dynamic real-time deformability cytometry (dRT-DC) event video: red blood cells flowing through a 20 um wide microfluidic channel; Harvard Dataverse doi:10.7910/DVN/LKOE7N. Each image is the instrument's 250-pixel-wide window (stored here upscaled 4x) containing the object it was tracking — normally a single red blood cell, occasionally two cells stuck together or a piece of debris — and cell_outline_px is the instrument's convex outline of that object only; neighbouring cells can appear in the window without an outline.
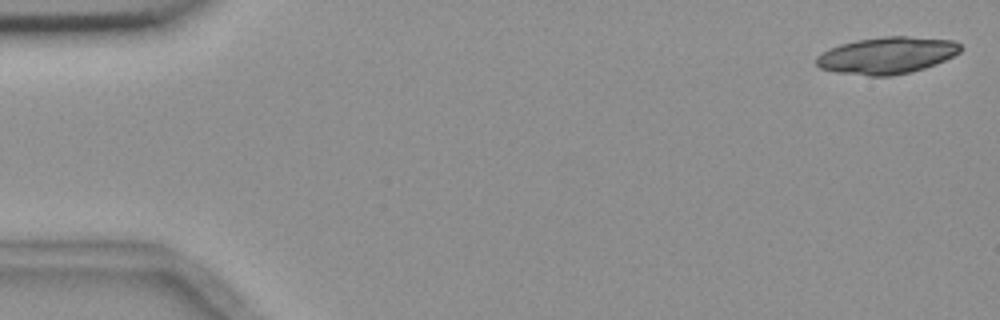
{"species": "common noctule bat (a hibernating species)", "species_latin": "Nyctalus noctula", "temperature_condition": "room temperature", "stored_images_in_passage": 6, "camera_frame_rate_fps": 3000, "um_per_image_px": 0.085, "animal": {"sex": "female", "body_mass_g": 18.4}, "frame": {"image": 1, "passage_image": 1, "time_ms": 0.0, "image_size_px": [1000, 320], "cell_outline_px": [[964, 48], [960, 52], [936, 64], [924, 68], [892, 76], [868, 76], [836, 72], [820, 68], [816, 64], [816, 56], [820, 52], [828, 48], [840, 44], [856, 40], [884, 36], [908, 36], [952, 40], [960, 44]], "centroid_in_image_um": [75.36, 4.7], "position_along_channel_um": 9.6, "area_um2": 31.1}}
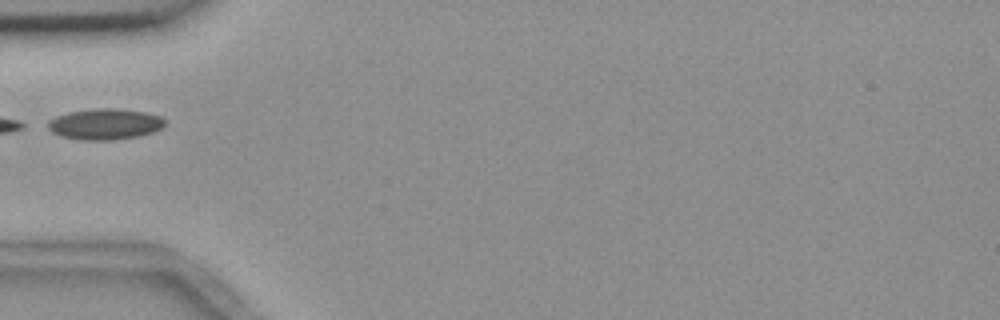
{"frame": {"image": 2, "passage_image": 6, "time_ms": 5.667, "image_size_px": [1000, 320], "cell_outline_px": [[164, 124], [160, 128], [152, 132], [136, 136], [112, 140], [80, 140], [60, 136], [52, 132], [48, 128], [48, 120], [56, 116], [68, 112], [96, 108], [116, 108], [144, 112], [160, 116], [164, 120]], "centroid_in_image_um": [8.87, 10.54], "position_along_channel_um": 76.1, "area_um2": 20.98}}